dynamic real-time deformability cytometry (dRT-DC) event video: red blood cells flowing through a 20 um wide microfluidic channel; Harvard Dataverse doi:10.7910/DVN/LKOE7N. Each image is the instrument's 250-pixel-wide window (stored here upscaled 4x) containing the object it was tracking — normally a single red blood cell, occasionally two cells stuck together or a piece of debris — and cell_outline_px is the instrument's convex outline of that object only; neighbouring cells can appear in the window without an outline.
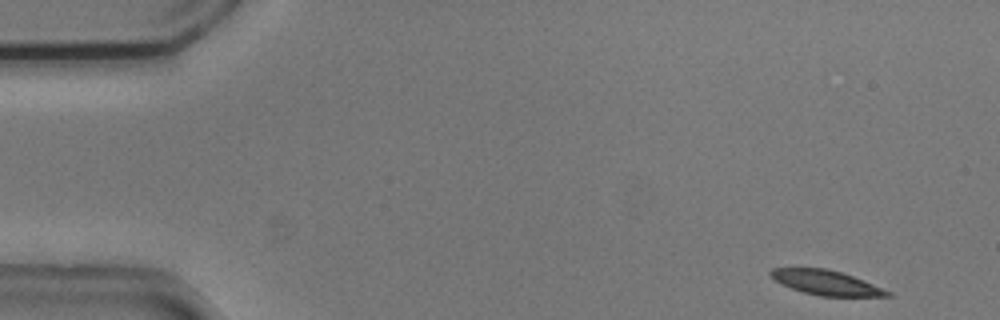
{"species": "common noctule bat (a hibernating species)", "species_latin": "Nyctalus noctula", "temperature_condition": "cold", "stored_images_in_passage": 10, "camera_frame_rate_fps": 3000, "um_per_image_px": 0.085, "animal": {"sex": "male", "body_mass_g": 20.5, "forearm_length_mm": 52.5}, "frame": {"image": 1, "passage_image": 1, "time_ms": 0.0, "image_size_px": [1000, 320], "cell_outline_px": [[892, 296], [820, 296], [804, 292], [780, 284], [768, 272], [772, 268], [828, 268], [864, 280], [892, 292]], "centroid_in_image_um": [70.23, 24.02], "position_along_channel_um": 14.8, "area_um2": 16.65}}